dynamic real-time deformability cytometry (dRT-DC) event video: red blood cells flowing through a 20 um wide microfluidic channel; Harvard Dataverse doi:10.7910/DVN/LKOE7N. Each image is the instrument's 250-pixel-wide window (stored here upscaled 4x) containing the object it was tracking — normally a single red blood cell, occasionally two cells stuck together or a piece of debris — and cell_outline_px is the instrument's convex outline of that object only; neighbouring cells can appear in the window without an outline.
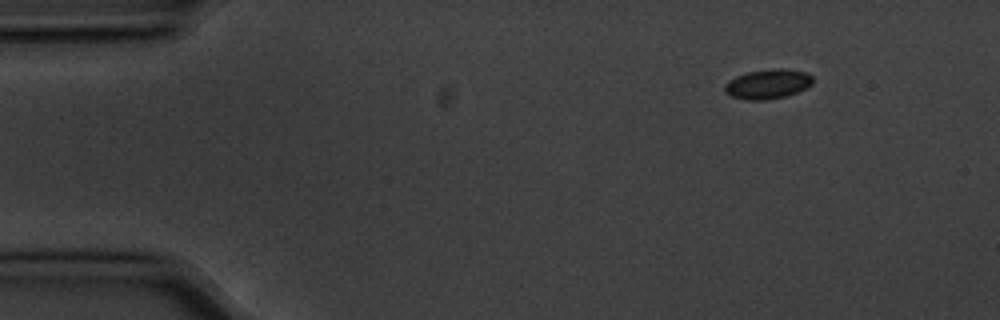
{"species": "common noctule bat (a hibernating species)", "species_latin": "Nyctalus noctula", "temperature_condition": "cold", "stored_images_in_passage": 7, "camera_frame_rate_fps": 3000, "um_per_image_px": 0.085, "animal": {"sex": "male", "body_mass_g": 20.1, "forearm_length_mm": 53.5}, "frame": {"image": 1, "passage_image": 1, "time_ms": 0.0, "image_size_px": [1000, 320], "cell_outline_px": [[812, 84], [796, 92], [784, 96], [764, 100], [744, 100], [732, 96], [724, 92], [724, 84], [728, 80], [736, 76], [748, 72], [772, 68], [784, 68], [808, 72], [812, 76]], "centroid_in_image_um": [65.23, 7.13], "position_along_channel_um": 19.8, "area_um2": 15.26}}
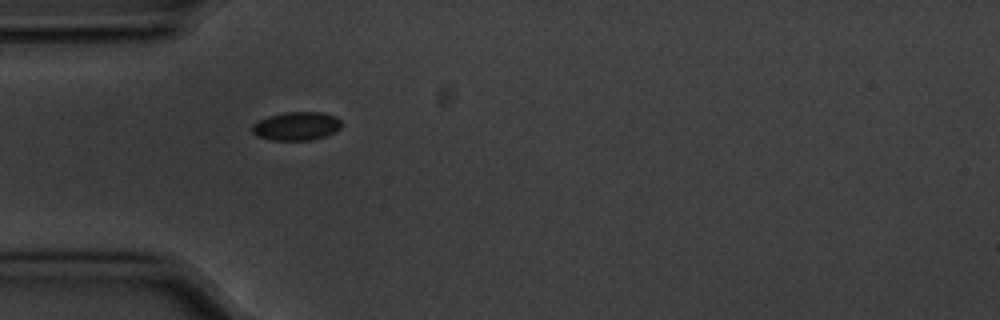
{"frame": {"image": 2, "passage_image": 4, "time_ms": 1.0, "image_size_px": [1000, 320], "cell_outline_px": [[340, 128], [336, 132], [312, 140], [272, 140], [256, 136], [252, 132], [252, 124], [268, 116], [284, 112], [320, 112], [336, 116], [340, 120]], "centroid_in_image_um": [25.19, 10.72], "position_along_channel_um": 59.8, "area_um2": 14.85}}